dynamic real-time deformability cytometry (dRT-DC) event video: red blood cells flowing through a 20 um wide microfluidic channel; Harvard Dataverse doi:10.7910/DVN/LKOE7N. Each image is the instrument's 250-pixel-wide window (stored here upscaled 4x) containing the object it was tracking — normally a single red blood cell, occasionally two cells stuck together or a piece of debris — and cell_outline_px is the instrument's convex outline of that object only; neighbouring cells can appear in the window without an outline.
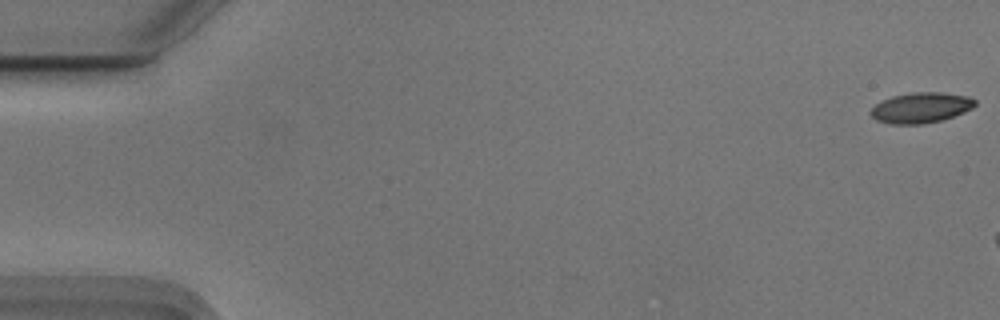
{"species": "Egyptian fruit bat (a non-hibernating species)", "species_latin": "Rousettus aegyptiacus", "temperature_condition": "cold", "stored_images_in_passage": 7, "camera_frame_rate_fps": 3000, "um_per_image_px": 0.085, "animal": {"sex": "male"}, "frame": {"image": 1, "passage_image": 1, "time_ms": 0.0, "image_size_px": [1000, 320], "cell_outline_px": [[976, 104], [972, 108], [964, 112], [940, 120], [924, 124], [892, 124], [876, 120], [868, 112], [876, 104], [892, 96], [912, 92], [940, 92], [968, 96], [976, 100]], "centroid_in_image_um": [78.27, 9.15], "position_along_channel_um": 6.7, "area_um2": 18.44}}